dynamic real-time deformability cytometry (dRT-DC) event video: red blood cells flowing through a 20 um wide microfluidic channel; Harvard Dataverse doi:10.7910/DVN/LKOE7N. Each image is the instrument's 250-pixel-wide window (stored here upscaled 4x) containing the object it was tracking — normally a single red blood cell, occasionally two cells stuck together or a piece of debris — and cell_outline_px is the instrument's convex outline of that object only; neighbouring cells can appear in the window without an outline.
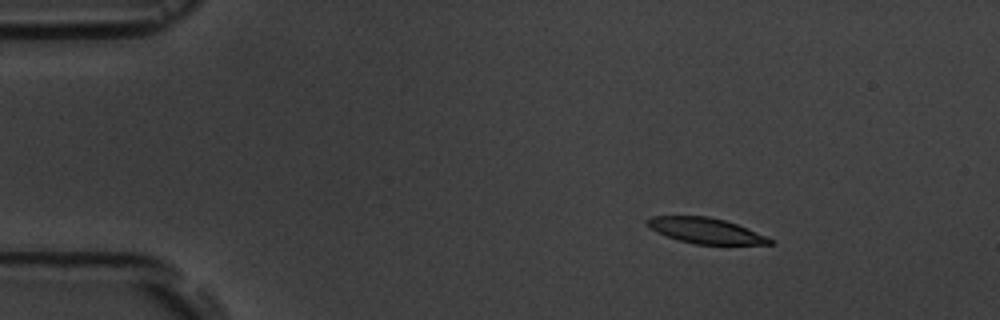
{"species": "common noctule bat (a hibernating species)", "species_latin": "Nyctalus noctula", "temperature_condition": "room temperature", "stored_images_in_passage": 4, "camera_frame_rate_fps": 3000, "um_per_image_px": 0.085, "animal": {"sex": "male", "body_mass_g": 19.5, "forearm_length_mm": 54.6}, "frame": {"image": 1, "passage_image": 1, "time_ms": 0.0, "image_size_px": [1000, 320], "cell_outline_px": [[776, 244], [696, 244], [680, 240], [656, 232], [648, 228], [644, 220], [652, 216], [708, 216], [724, 220], [736, 224], [768, 236], [776, 240]], "centroid_in_image_um": [59.99, 19.6], "position_along_channel_um": 25.0, "area_um2": 18.32}}
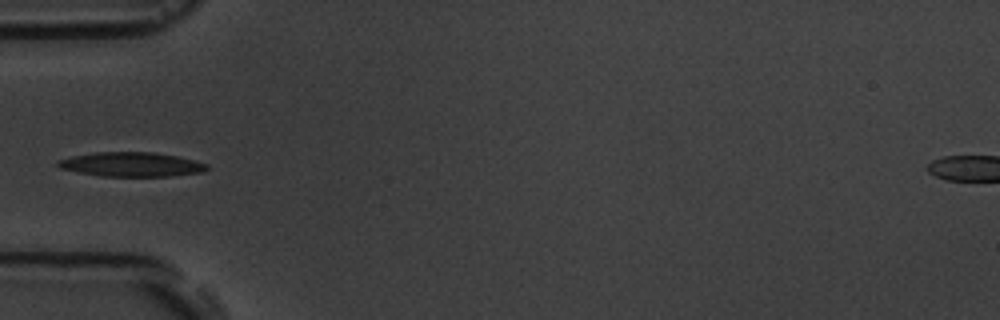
{"frame": {"image": 2, "passage_image": 4, "time_ms": 3.333, "image_size_px": [1000, 320], "cell_outline_px": [[208, 168], [204, 172], [168, 176], [100, 176], [60, 168], [56, 164], [56, 160], [72, 156], [96, 152], [152, 152], [176, 156], [196, 160], [208, 164]], "centroid_in_image_um": [11.18, 13.97], "position_along_channel_um": 73.8, "area_um2": 21.1}}